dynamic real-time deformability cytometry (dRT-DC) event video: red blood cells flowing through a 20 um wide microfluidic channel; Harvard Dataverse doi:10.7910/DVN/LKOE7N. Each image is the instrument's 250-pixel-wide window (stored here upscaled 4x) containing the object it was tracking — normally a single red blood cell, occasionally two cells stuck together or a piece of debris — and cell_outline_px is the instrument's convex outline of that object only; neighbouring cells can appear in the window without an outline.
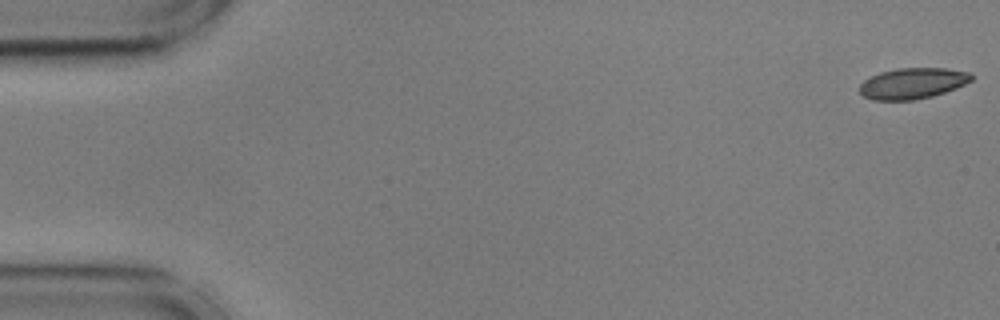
{"species": "common noctule bat (a hibernating species)", "species_latin": "Nyctalus noctula", "temperature_condition": "cold", "stored_images_in_passage": 6, "camera_frame_rate_fps": 3000, "um_per_image_px": 0.085, "animal": {"sex": "male", "body_mass_g": 17.9, "forearm_length_mm": 54.2}, "frame": {"image": 1, "passage_image": 1, "time_ms": 0.0, "image_size_px": [1000, 320], "cell_outline_px": [[972, 80], [956, 88], [932, 96], [912, 100], [872, 100], [864, 96], [860, 92], [860, 84], [864, 80], [880, 72], [896, 68], [948, 68], [972, 72]], "centroid_in_image_um": [77.59, 7.07], "position_along_channel_um": 7.4, "area_um2": 20.17}}